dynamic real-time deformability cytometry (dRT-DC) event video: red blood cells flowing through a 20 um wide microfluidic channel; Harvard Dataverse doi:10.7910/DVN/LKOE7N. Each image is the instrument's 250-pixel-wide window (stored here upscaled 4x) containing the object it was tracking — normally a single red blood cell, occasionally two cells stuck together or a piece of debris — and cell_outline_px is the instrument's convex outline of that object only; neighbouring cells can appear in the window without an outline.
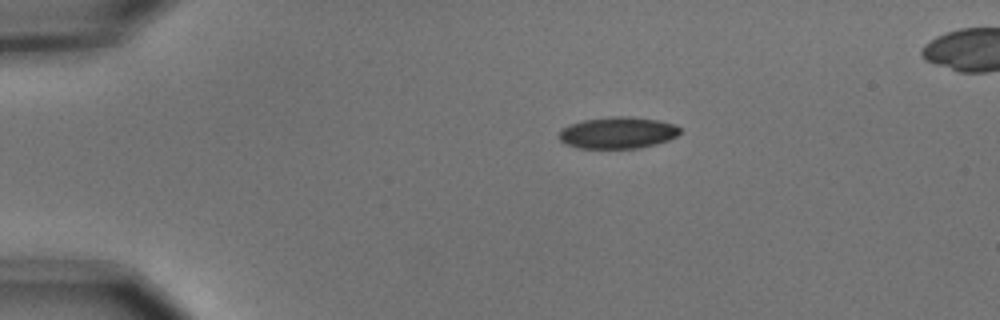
{"species": "common noctule bat (a hibernating species)", "species_latin": "Nyctalus noctula", "temperature_condition": "cold", "stored_images_in_passage": 3, "camera_frame_rate_fps": 3000, "um_per_image_px": 0.085, "animal": {"sex": "male", "body_mass_g": 15.6}, "frame": {"image": 1, "passage_image": 1, "time_ms": 0.0, "image_size_px": [1000, 320], "cell_outline_px": [[680, 132], [676, 136], [668, 140], [656, 144], [640, 148], [580, 148], [568, 144], [560, 140], [556, 136], [568, 124], [584, 120], [612, 116], [628, 116], [660, 120], [676, 124], [680, 128]], "centroid_in_image_um": [52.53, 11.27], "position_along_channel_um": 32.5, "area_um2": 22.37}}